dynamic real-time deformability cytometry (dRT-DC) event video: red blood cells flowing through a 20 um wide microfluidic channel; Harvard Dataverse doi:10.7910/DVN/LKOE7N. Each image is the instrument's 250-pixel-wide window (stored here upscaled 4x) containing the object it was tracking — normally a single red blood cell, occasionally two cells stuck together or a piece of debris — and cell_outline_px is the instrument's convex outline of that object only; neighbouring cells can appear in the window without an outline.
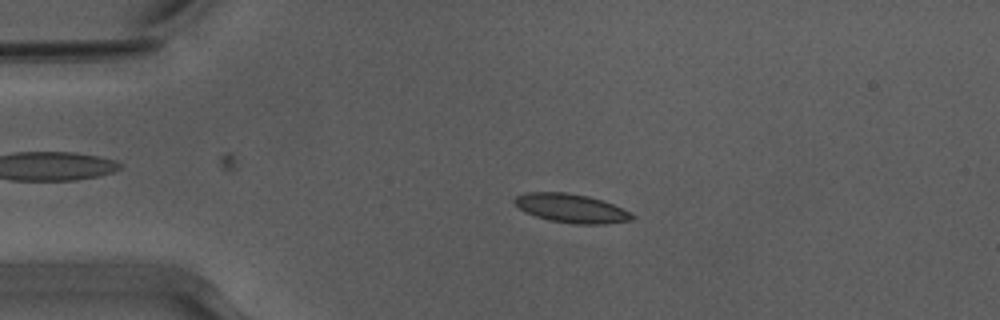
{"species": "Egyptian fruit bat (a non-hibernating species)", "species_latin": "Rousettus aegyptiacus", "temperature_condition": "warm", "stored_images_in_passage": 47, "camera_frame_rate_fps": 3000, "um_per_image_px": 0.085, "animal": {"sex": "male"}, "frame": {"image": 1, "passage_image": 10, "time_ms": 3.0, "image_size_px": [1000, 320], "cell_outline_px": [[636, 216], [632, 220], [604, 224], [576, 224], [548, 220], [524, 212], [512, 200], [516, 196], [524, 192], [568, 192], [588, 196], [604, 200], [632, 212]], "centroid_in_image_um": [48.58, 17.7], "position_along_channel_um": 36.4, "area_um2": 20.0}}
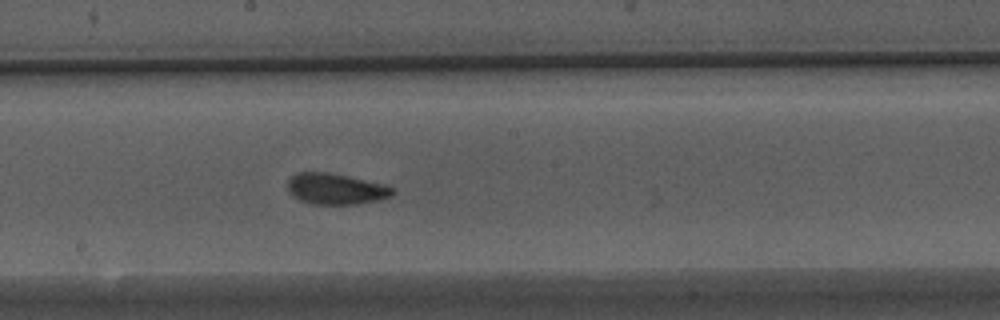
{"frame": {"image": 2, "passage_image": 27, "time_ms": 8.667, "image_size_px": [1000, 320], "cell_outline_px": [[396, 192], [392, 196], [380, 200], [356, 204], [312, 204], [300, 200], [292, 196], [288, 192], [288, 180], [296, 172], [328, 172], [348, 176], [396, 188]], "centroid_in_image_um": [28.54, 16.06], "position_along_channel_um": 219.7, "area_um2": 19.02}}
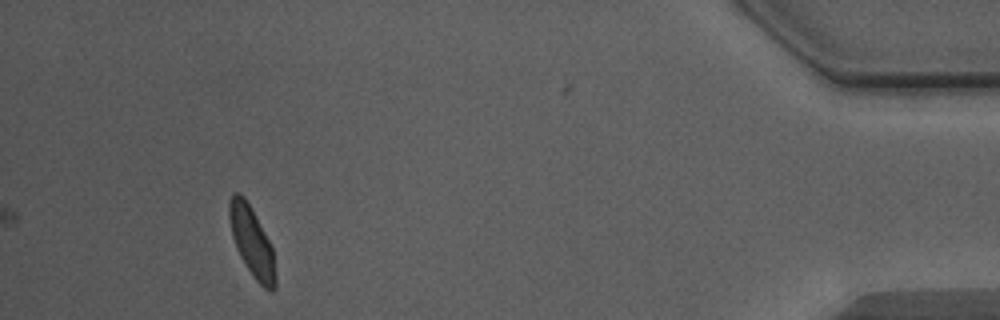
{"frame": {"image": 3, "passage_image": 47, "time_ms": 15.333, "image_size_px": [1000, 320], "cell_outline_px": [[276, 288], [272, 292], [264, 288], [252, 276], [240, 256], [236, 248], [232, 236], [228, 216], [228, 204], [232, 192], [240, 192], [244, 196], [264, 232], [272, 248], [276, 276]], "centroid_in_image_um": [21.38, 20.55], "position_along_channel_um": 413.8, "area_um2": 18.67}, "authors_computed_cell_mechanics": {"area_um2": 18.785, "velocity_mm_per_s": 3.9213, "shape_relaxation_time_tau1_ms": 2.7863, "shape_relaxation_time_tau2_ms": 1.1914, "deformation_change_tau1": 0.1314, "deformation_change_tau2": 0.0761}}